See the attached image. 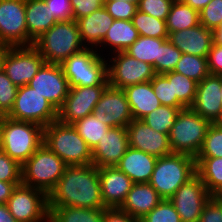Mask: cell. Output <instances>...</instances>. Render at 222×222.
Returning <instances> with one entry per match:
<instances>
[{
    "instance_id": "6da1fadb",
    "label": "cell",
    "mask_w": 222,
    "mask_h": 222,
    "mask_svg": "<svg viewBox=\"0 0 222 222\" xmlns=\"http://www.w3.org/2000/svg\"><path fill=\"white\" fill-rule=\"evenodd\" d=\"M49 206L106 208L101 197L99 170L93 165H67L47 195Z\"/></svg>"
},
{
    "instance_id": "7a4b0ae2",
    "label": "cell",
    "mask_w": 222,
    "mask_h": 222,
    "mask_svg": "<svg viewBox=\"0 0 222 222\" xmlns=\"http://www.w3.org/2000/svg\"><path fill=\"white\" fill-rule=\"evenodd\" d=\"M44 127L27 121L0 117V149L23 165L43 144Z\"/></svg>"
},
{
    "instance_id": "3957f363",
    "label": "cell",
    "mask_w": 222,
    "mask_h": 222,
    "mask_svg": "<svg viewBox=\"0 0 222 222\" xmlns=\"http://www.w3.org/2000/svg\"><path fill=\"white\" fill-rule=\"evenodd\" d=\"M46 63L62 64L71 55L85 48L77 21H59L34 41Z\"/></svg>"
},
{
    "instance_id": "277c9868",
    "label": "cell",
    "mask_w": 222,
    "mask_h": 222,
    "mask_svg": "<svg viewBox=\"0 0 222 222\" xmlns=\"http://www.w3.org/2000/svg\"><path fill=\"white\" fill-rule=\"evenodd\" d=\"M195 174V157L171 153L157 158L149 184L162 199H170L177 189Z\"/></svg>"
},
{
    "instance_id": "5b68a950",
    "label": "cell",
    "mask_w": 222,
    "mask_h": 222,
    "mask_svg": "<svg viewBox=\"0 0 222 222\" xmlns=\"http://www.w3.org/2000/svg\"><path fill=\"white\" fill-rule=\"evenodd\" d=\"M43 143L67 165L92 164V150L72 124L50 123L44 127Z\"/></svg>"
},
{
    "instance_id": "8992f818",
    "label": "cell",
    "mask_w": 222,
    "mask_h": 222,
    "mask_svg": "<svg viewBox=\"0 0 222 222\" xmlns=\"http://www.w3.org/2000/svg\"><path fill=\"white\" fill-rule=\"evenodd\" d=\"M60 65L69 88L108 85L107 59L96 48L85 47Z\"/></svg>"
},
{
    "instance_id": "52a82bcc",
    "label": "cell",
    "mask_w": 222,
    "mask_h": 222,
    "mask_svg": "<svg viewBox=\"0 0 222 222\" xmlns=\"http://www.w3.org/2000/svg\"><path fill=\"white\" fill-rule=\"evenodd\" d=\"M66 167L67 164L43 143L22 165V184L48 195Z\"/></svg>"
},
{
    "instance_id": "ba28073f",
    "label": "cell",
    "mask_w": 222,
    "mask_h": 222,
    "mask_svg": "<svg viewBox=\"0 0 222 222\" xmlns=\"http://www.w3.org/2000/svg\"><path fill=\"white\" fill-rule=\"evenodd\" d=\"M210 124L191 108L180 110L168 134L172 152L188 154L196 158L203 146Z\"/></svg>"
},
{
    "instance_id": "9c48e42d",
    "label": "cell",
    "mask_w": 222,
    "mask_h": 222,
    "mask_svg": "<svg viewBox=\"0 0 222 222\" xmlns=\"http://www.w3.org/2000/svg\"><path fill=\"white\" fill-rule=\"evenodd\" d=\"M7 116L46 127L58 120V110L35 89L24 85L18 87L13 108Z\"/></svg>"
},
{
    "instance_id": "30bf717a",
    "label": "cell",
    "mask_w": 222,
    "mask_h": 222,
    "mask_svg": "<svg viewBox=\"0 0 222 222\" xmlns=\"http://www.w3.org/2000/svg\"><path fill=\"white\" fill-rule=\"evenodd\" d=\"M107 58L108 84L124 89L129 85L151 81L156 75L151 64L131 57L125 51L112 53Z\"/></svg>"
},
{
    "instance_id": "8fae6325",
    "label": "cell",
    "mask_w": 222,
    "mask_h": 222,
    "mask_svg": "<svg viewBox=\"0 0 222 222\" xmlns=\"http://www.w3.org/2000/svg\"><path fill=\"white\" fill-rule=\"evenodd\" d=\"M44 63L33 45L2 48V69L17 87L27 85Z\"/></svg>"
},
{
    "instance_id": "7c38bea8",
    "label": "cell",
    "mask_w": 222,
    "mask_h": 222,
    "mask_svg": "<svg viewBox=\"0 0 222 222\" xmlns=\"http://www.w3.org/2000/svg\"><path fill=\"white\" fill-rule=\"evenodd\" d=\"M25 0H0V48L31 46Z\"/></svg>"
},
{
    "instance_id": "4fadbf2b",
    "label": "cell",
    "mask_w": 222,
    "mask_h": 222,
    "mask_svg": "<svg viewBox=\"0 0 222 222\" xmlns=\"http://www.w3.org/2000/svg\"><path fill=\"white\" fill-rule=\"evenodd\" d=\"M6 205L17 222H40L49 216L47 194L24 184L16 186Z\"/></svg>"
},
{
    "instance_id": "5bb4252c",
    "label": "cell",
    "mask_w": 222,
    "mask_h": 222,
    "mask_svg": "<svg viewBox=\"0 0 222 222\" xmlns=\"http://www.w3.org/2000/svg\"><path fill=\"white\" fill-rule=\"evenodd\" d=\"M211 197L203 181L195 174L169 200L180 215L181 222H198L204 205Z\"/></svg>"
},
{
    "instance_id": "9a60e30c",
    "label": "cell",
    "mask_w": 222,
    "mask_h": 222,
    "mask_svg": "<svg viewBox=\"0 0 222 222\" xmlns=\"http://www.w3.org/2000/svg\"><path fill=\"white\" fill-rule=\"evenodd\" d=\"M92 114L109 127H125L134 119L125 94L120 88L107 85Z\"/></svg>"
},
{
    "instance_id": "2e32d148",
    "label": "cell",
    "mask_w": 222,
    "mask_h": 222,
    "mask_svg": "<svg viewBox=\"0 0 222 222\" xmlns=\"http://www.w3.org/2000/svg\"><path fill=\"white\" fill-rule=\"evenodd\" d=\"M27 85L46 98L58 111L69 92V83L60 64L45 62Z\"/></svg>"
},
{
    "instance_id": "e0dca14e",
    "label": "cell",
    "mask_w": 222,
    "mask_h": 222,
    "mask_svg": "<svg viewBox=\"0 0 222 222\" xmlns=\"http://www.w3.org/2000/svg\"><path fill=\"white\" fill-rule=\"evenodd\" d=\"M106 86H87L69 88L67 97L58 111V120L72 124L91 115Z\"/></svg>"
},
{
    "instance_id": "ac0fdd59",
    "label": "cell",
    "mask_w": 222,
    "mask_h": 222,
    "mask_svg": "<svg viewBox=\"0 0 222 222\" xmlns=\"http://www.w3.org/2000/svg\"><path fill=\"white\" fill-rule=\"evenodd\" d=\"M221 75L206 76L197 83L194 103L190 107L210 123H218L222 117Z\"/></svg>"
},
{
    "instance_id": "d6986e66",
    "label": "cell",
    "mask_w": 222,
    "mask_h": 222,
    "mask_svg": "<svg viewBox=\"0 0 222 222\" xmlns=\"http://www.w3.org/2000/svg\"><path fill=\"white\" fill-rule=\"evenodd\" d=\"M129 147L162 157L172 152L169 137L148 126L143 120L133 119L127 126Z\"/></svg>"
},
{
    "instance_id": "ffe728a7",
    "label": "cell",
    "mask_w": 222,
    "mask_h": 222,
    "mask_svg": "<svg viewBox=\"0 0 222 222\" xmlns=\"http://www.w3.org/2000/svg\"><path fill=\"white\" fill-rule=\"evenodd\" d=\"M128 148L127 128L110 127L92 150V164L97 168L116 166Z\"/></svg>"
},
{
    "instance_id": "44dd1931",
    "label": "cell",
    "mask_w": 222,
    "mask_h": 222,
    "mask_svg": "<svg viewBox=\"0 0 222 222\" xmlns=\"http://www.w3.org/2000/svg\"><path fill=\"white\" fill-rule=\"evenodd\" d=\"M101 197L106 208H120L133 185L132 180L116 166L98 168Z\"/></svg>"
},
{
    "instance_id": "7402d4cb",
    "label": "cell",
    "mask_w": 222,
    "mask_h": 222,
    "mask_svg": "<svg viewBox=\"0 0 222 222\" xmlns=\"http://www.w3.org/2000/svg\"><path fill=\"white\" fill-rule=\"evenodd\" d=\"M168 40L182 53L207 57L213 43L212 30L199 24L169 33Z\"/></svg>"
},
{
    "instance_id": "603a6c76",
    "label": "cell",
    "mask_w": 222,
    "mask_h": 222,
    "mask_svg": "<svg viewBox=\"0 0 222 222\" xmlns=\"http://www.w3.org/2000/svg\"><path fill=\"white\" fill-rule=\"evenodd\" d=\"M157 158L129 147L116 167L124 172L133 183H149Z\"/></svg>"
},
{
    "instance_id": "cb8c5ba5",
    "label": "cell",
    "mask_w": 222,
    "mask_h": 222,
    "mask_svg": "<svg viewBox=\"0 0 222 222\" xmlns=\"http://www.w3.org/2000/svg\"><path fill=\"white\" fill-rule=\"evenodd\" d=\"M162 198L149 183H133L120 209L132 218L145 217Z\"/></svg>"
},
{
    "instance_id": "d4e9b609",
    "label": "cell",
    "mask_w": 222,
    "mask_h": 222,
    "mask_svg": "<svg viewBox=\"0 0 222 222\" xmlns=\"http://www.w3.org/2000/svg\"><path fill=\"white\" fill-rule=\"evenodd\" d=\"M113 17L105 7L77 20L80 37L85 47L97 48L113 24Z\"/></svg>"
},
{
    "instance_id": "484cf974",
    "label": "cell",
    "mask_w": 222,
    "mask_h": 222,
    "mask_svg": "<svg viewBox=\"0 0 222 222\" xmlns=\"http://www.w3.org/2000/svg\"><path fill=\"white\" fill-rule=\"evenodd\" d=\"M139 36L131 20H114L96 50L105 57L115 52L125 51Z\"/></svg>"
},
{
    "instance_id": "4316f807",
    "label": "cell",
    "mask_w": 222,
    "mask_h": 222,
    "mask_svg": "<svg viewBox=\"0 0 222 222\" xmlns=\"http://www.w3.org/2000/svg\"><path fill=\"white\" fill-rule=\"evenodd\" d=\"M123 90L134 119L142 120L146 115L162 105L154 93L151 81L129 85Z\"/></svg>"
},
{
    "instance_id": "83f0119b",
    "label": "cell",
    "mask_w": 222,
    "mask_h": 222,
    "mask_svg": "<svg viewBox=\"0 0 222 222\" xmlns=\"http://www.w3.org/2000/svg\"><path fill=\"white\" fill-rule=\"evenodd\" d=\"M28 37L34 42L58 21L44 0H25Z\"/></svg>"
},
{
    "instance_id": "f1b7e54d",
    "label": "cell",
    "mask_w": 222,
    "mask_h": 222,
    "mask_svg": "<svg viewBox=\"0 0 222 222\" xmlns=\"http://www.w3.org/2000/svg\"><path fill=\"white\" fill-rule=\"evenodd\" d=\"M104 211L105 208L49 206V216L53 222H103Z\"/></svg>"
},
{
    "instance_id": "f546056e",
    "label": "cell",
    "mask_w": 222,
    "mask_h": 222,
    "mask_svg": "<svg viewBox=\"0 0 222 222\" xmlns=\"http://www.w3.org/2000/svg\"><path fill=\"white\" fill-rule=\"evenodd\" d=\"M196 174L203 181L207 191L215 196L222 190V158H195Z\"/></svg>"
},
{
    "instance_id": "4dcf8cb0",
    "label": "cell",
    "mask_w": 222,
    "mask_h": 222,
    "mask_svg": "<svg viewBox=\"0 0 222 222\" xmlns=\"http://www.w3.org/2000/svg\"><path fill=\"white\" fill-rule=\"evenodd\" d=\"M200 24L199 12L180 0H174L166 19L168 34Z\"/></svg>"
},
{
    "instance_id": "1f68e13d",
    "label": "cell",
    "mask_w": 222,
    "mask_h": 222,
    "mask_svg": "<svg viewBox=\"0 0 222 222\" xmlns=\"http://www.w3.org/2000/svg\"><path fill=\"white\" fill-rule=\"evenodd\" d=\"M167 39L168 38L139 36V38L128 47L125 52L139 61L151 64L156 73V60H159V47Z\"/></svg>"
},
{
    "instance_id": "d6a6232c",
    "label": "cell",
    "mask_w": 222,
    "mask_h": 222,
    "mask_svg": "<svg viewBox=\"0 0 222 222\" xmlns=\"http://www.w3.org/2000/svg\"><path fill=\"white\" fill-rule=\"evenodd\" d=\"M72 126L91 150L96 147L99 140L102 139L110 128L107 124L99 121L93 114L75 121L72 123Z\"/></svg>"
},
{
    "instance_id": "836d02e7",
    "label": "cell",
    "mask_w": 222,
    "mask_h": 222,
    "mask_svg": "<svg viewBox=\"0 0 222 222\" xmlns=\"http://www.w3.org/2000/svg\"><path fill=\"white\" fill-rule=\"evenodd\" d=\"M162 75L172 81L173 97H177L186 108H190L195 100L197 82L175 71Z\"/></svg>"
},
{
    "instance_id": "e575fe53",
    "label": "cell",
    "mask_w": 222,
    "mask_h": 222,
    "mask_svg": "<svg viewBox=\"0 0 222 222\" xmlns=\"http://www.w3.org/2000/svg\"><path fill=\"white\" fill-rule=\"evenodd\" d=\"M173 71L183 74L197 83L210 74L207 57H200L186 53H182V56Z\"/></svg>"
},
{
    "instance_id": "d590c367",
    "label": "cell",
    "mask_w": 222,
    "mask_h": 222,
    "mask_svg": "<svg viewBox=\"0 0 222 222\" xmlns=\"http://www.w3.org/2000/svg\"><path fill=\"white\" fill-rule=\"evenodd\" d=\"M185 108L161 105L142 120L155 131L168 135L178 113Z\"/></svg>"
},
{
    "instance_id": "8d00e7d4",
    "label": "cell",
    "mask_w": 222,
    "mask_h": 222,
    "mask_svg": "<svg viewBox=\"0 0 222 222\" xmlns=\"http://www.w3.org/2000/svg\"><path fill=\"white\" fill-rule=\"evenodd\" d=\"M140 36L153 38H168L166 21L157 19L139 10L131 19Z\"/></svg>"
},
{
    "instance_id": "74e56055",
    "label": "cell",
    "mask_w": 222,
    "mask_h": 222,
    "mask_svg": "<svg viewBox=\"0 0 222 222\" xmlns=\"http://www.w3.org/2000/svg\"><path fill=\"white\" fill-rule=\"evenodd\" d=\"M222 158V126L211 123L207 129L203 146L196 158Z\"/></svg>"
},
{
    "instance_id": "f35d334b",
    "label": "cell",
    "mask_w": 222,
    "mask_h": 222,
    "mask_svg": "<svg viewBox=\"0 0 222 222\" xmlns=\"http://www.w3.org/2000/svg\"><path fill=\"white\" fill-rule=\"evenodd\" d=\"M182 52L168 39L159 47V60H156V74H164L174 70Z\"/></svg>"
},
{
    "instance_id": "ab89813d",
    "label": "cell",
    "mask_w": 222,
    "mask_h": 222,
    "mask_svg": "<svg viewBox=\"0 0 222 222\" xmlns=\"http://www.w3.org/2000/svg\"><path fill=\"white\" fill-rule=\"evenodd\" d=\"M151 85L162 105L185 107L177 97H173L172 81H168L162 74H156L151 79Z\"/></svg>"
},
{
    "instance_id": "60d3db41",
    "label": "cell",
    "mask_w": 222,
    "mask_h": 222,
    "mask_svg": "<svg viewBox=\"0 0 222 222\" xmlns=\"http://www.w3.org/2000/svg\"><path fill=\"white\" fill-rule=\"evenodd\" d=\"M18 87L13 84L5 71L0 69V117L7 116L13 108Z\"/></svg>"
},
{
    "instance_id": "b9f144b4",
    "label": "cell",
    "mask_w": 222,
    "mask_h": 222,
    "mask_svg": "<svg viewBox=\"0 0 222 222\" xmlns=\"http://www.w3.org/2000/svg\"><path fill=\"white\" fill-rule=\"evenodd\" d=\"M143 219L146 222H181L180 215L169 199H162Z\"/></svg>"
},
{
    "instance_id": "7bdbcfd3",
    "label": "cell",
    "mask_w": 222,
    "mask_h": 222,
    "mask_svg": "<svg viewBox=\"0 0 222 222\" xmlns=\"http://www.w3.org/2000/svg\"><path fill=\"white\" fill-rule=\"evenodd\" d=\"M22 165L0 149V181L22 183Z\"/></svg>"
},
{
    "instance_id": "ee69618b",
    "label": "cell",
    "mask_w": 222,
    "mask_h": 222,
    "mask_svg": "<svg viewBox=\"0 0 222 222\" xmlns=\"http://www.w3.org/2000/svg\"><path fill=\"white\" fill-rule=\"evenodd\" d=\"M200 24L213 30L222 23V0H211L199 11Z\"/></svg>"
},
{
    "instance_id": "f6af8a7d",
    "label": "cell",
    "mask_w": 222,
    "mask_h": 222,
    "mask_svg": "<svg viewBox=\"0 0 222 222\" xmlns=\"http://www.w3.org/2000/svg\"><path fill=\"white\" fill-rule=\"evenodd\" d=\"M174 0H139L138 10L160 20L167 19Z\"/></svg>"
},
{
    "instance_id": "bcb514c9",
    "label": "cell",
    "mask_w": 222,
    "mask_h": 222,
    "mask_svg": "<svg viewBox=\"0 0 222 222\" xmlns=\"http://www.w3.org/2000/svg\"><path fill=\"white\" fill-rule=\"evenodd\" d=\"M104 7L114 20H131L138 7L126 1L104 0Z\"/></svg>"
},
{
    "instance_id": "7dc6e473",
    "label": "cell",
    "mask_w": 222,
    "mask_h": 222,
    "mask_svg": "<svg viewBox=\"0 0 222 222\" xmlns=\"http://www.w3.org/2000/svg\"><path fill=\"white\" fill-rule=\"evenodd\" d=\"M73 20L90 15L104 6V0H71Z\"/></svg>"
},
{
    "instance_id": "c3c4849f",
    "label": "cell",
    "mask_w": 222,
    "mask_h": 222,
    "mask_svg": "<svg viewBox=\"0 0 222 222\" xmlns=\"http://www.w3.org/2000/svg\"><path fill=\"white\" fill-rule=\"evenodd\" d=\"M55 19L59 21L73 20L71 0H44Z\"/></svg>"
},
{
    "instance_id": "681fc988",
    "label": "cell",
    "mask_w": 222,
    "mask_h": 222,
    "mask_svg": "<svg viewBox=\"0 0 222 222\" xmlns=\"http://www.w3.org/2000/svg\"><path fill=\"white\" fill-rule=\"evenodd\" d=\"M198 222H222V203L215 196L204 205Z\"/></svg>"
},
{
    "instance_id": "f907efd6",
    "label": "cell",
    "mask_w": 222,
    "mask_h": 222,
    "mask_svg": "<svg viewBox=\"0 0 222 222\" xmlns=\"http://www.w3.org/2000/svg\"><path fill=\"white\" fill-rule=\"evenodd\" d=\"M208 70L211 75H222V46L212 43L207 56Z\"/></svg>"
},
{
    "instance_id": "816d5d0a",
    "label": "cell",
    "mask_w": 222,
    "mask_h": 222,
    "mask_svg": "<svg viewBox=\"0 0 222 222\" xmlns=\"http://www.w3.org/2000/svg\"><path fill=\"white\" fill-rule=\"evenodd\" d=\"M133 219L120 208H105L103 222H133Z\"/></svg>"
},
{
    "instance_id": "f5cc1de1",
    "label": "cell",
    "mask_w": 222,
    "mask_h": 222,
    "mask_svg": "<svg viewBox=\"0 0 222 222\" xmlns=\"http://www.w3.org/2000/svg\"><path fill=\"white\" fill-rule=\"evenodd\" d=\"M20 184L0 181V204H6L13 190Z\"/></svg>"
},
{
    "instance_id": "db71d44e",
    "label": "cell",
    "mask_w": 222,
    "mask_h": 222,
    "mask_svg": "<svg viewBox=\"0 0 222 222\" xmlns=\"http://www.w3.org/2000/svg\"><path fill=\"white\" fill-rule=\"evenodd\" d=\"M0 222H17L9 212L6 204H0Z\"/></svg>"
},
{
    "instance_id": "11a10c76",
    "label": "cell",
    "mask_w": 222,
    "mask_h": 222,
    "mask_svg": "<svg viewBox=\"0 0 222 222\" xmlns=\"http://www.w3.org/2000/svg\"><path fill=\"white\" fill-rule=\"evenodd\" d=\"M184 4L191 6L198 12L201 11L211 0H180Z\"/></svg>"
},
{
    "instance_id": "9f6ffc18",
    "label": "cell",
    "mask_w": 222,
    "mask_h": 222,
    "mask_svg": "<svg viewBox=\"0 0 222 222\" xmlns=\"http://www.w3.org/2000/svg\"><path fill=\"white\" fill-rule=\"evenodd\" d=\"M213 44L222 46V23L212 30Z\"/></svg>"
},
{
    "instance_id": "6f0895ef",
    "label": "cell",
    "mask_w": 222,
    "mask_h": 222,
    "mask_svg": "<svg viewBox=\"0 0 222 222\" xmlns=\"http://www.w3.org/2000/svg\"><path fill=\"white\" fill-rule=\"evenodd\" d=\"M215 197L222 203V190L219 191V192L215 195Z\"/></svg>"
},
{
    "instance_id": "680465c9",
    "label": "cell",
    "mask_w": 222,
    "mask_h": 222,
    "mask_svg": "<svg viewBox=\"0 0 222 222\" xmlns=\"http://www.w3.org/2000/svg\"><path fill=\"white\" fill-rule=\"evenodd\" d=\"M117 1V0H115ZM118 1H126V2H130V3H134L138 6L139 0H118Z\"/></svg>"
},
{
    "instance_id": "91938a15",
    "label": "cell",
    "mask_w": 222,
    "mask_h": 222,
    "mask_svg": "<svg viewBox=\"0 0 222 222\" xmlns=\"http://www.w3.org/2000/svg\"><path fill=\"white\" fill-rule=\"evenodd\" d=\"M40 222H53L52 218L50 216L46 217L44 220Z\"/></svg>"
},
{
    "instance_id": "94428289",
    "label": "cell",
    "mask_w": 222,
    "mask_h": 222,
    "mask_svg": "<svg viewBox=\"0 0 222 222\" xmlns=\"http://www.w3.org/2000/svg\"><path fill=\"white\" fill-rule=\"evenodd\" d=\"M133 222H146L143 218H134Z\"/></svg>"
},
{
    "instance_id": "6125c7cd",
    "label": "cell",
    "mask_w": 222,
    "mask_h": 222,
    "mask_svg": "<svg viewBox=\"0 0 222 222\" xmlns=\"http://www.w3.org/2000/svg\"><path fill=\"white\" fill-rule=\"evenodd\" d=\"M2 68V48H0V69Z\"/></svg>"
},
{
    "instance_id": "be15d7a7",
    "label": "cell",
    "mask_w": 222,
    "mask_h": 222,
    "mask_svg": "<svg viewBox=\"0 0 222 222\" xmlns=\"http://www.w3.org/2000/svg\"><path fill=\"white\" fill-rule=\"evenodd\" d=\"M218 124H219L220 126H222V117H221L220 120L218 121Z\"/></svg>"
},
{
    "instance_id": "e7e4bbea",
    "label": "cell",
    "mask_w": 222,
    "mask_h": 222,
    "mask_svg": "<svg viewBox=\"0 0 222 222\" xmlns=\"http://www.w3.org/2000/svg\"><path fill=\"white\" fill-rule=\"evenodd\" d=\"M221 98H222V75H221Z\"/></svg>"
}]
</instances>
